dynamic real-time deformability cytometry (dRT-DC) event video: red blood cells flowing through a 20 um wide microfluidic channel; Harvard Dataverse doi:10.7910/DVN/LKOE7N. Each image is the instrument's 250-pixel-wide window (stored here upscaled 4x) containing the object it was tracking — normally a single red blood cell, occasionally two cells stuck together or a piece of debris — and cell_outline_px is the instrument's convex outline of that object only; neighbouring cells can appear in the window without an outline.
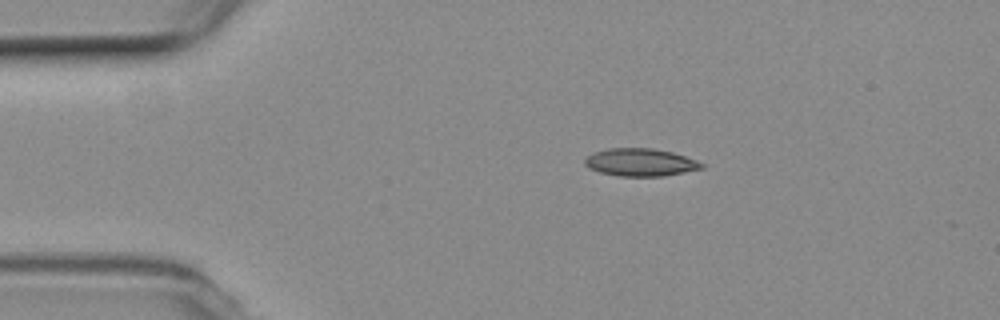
{"species": "common noctule bat (a hibernating species)", "species_latin": "Nyctalus noctula", "temperature_condition": "room temperature", "stored_images_in_passage": 44, "camera_frame_rate_fps": 3000, "um_per_image_px": 0.085, "animal": {"sex": "female", "body_mass_g": 19.3, "forearm_length_mm": 54.1}, "frame": {"image": 1, "passage_image": 1, "time_ms": 0.0, "image_size_px": [1000, 320], "cell_outline_px": [[704, 168], [664, 176], [620, 176], [600, 172], [588, 168], [584, 164], [584, 160], [592, 152], [608, 148], [652, 148], [672, 152], [696, 160], [704, 164]], "centroid_in_image_um": [54.41, 13.79], "position_along_channel_um": 30.6, "area_um2": 18.84}}
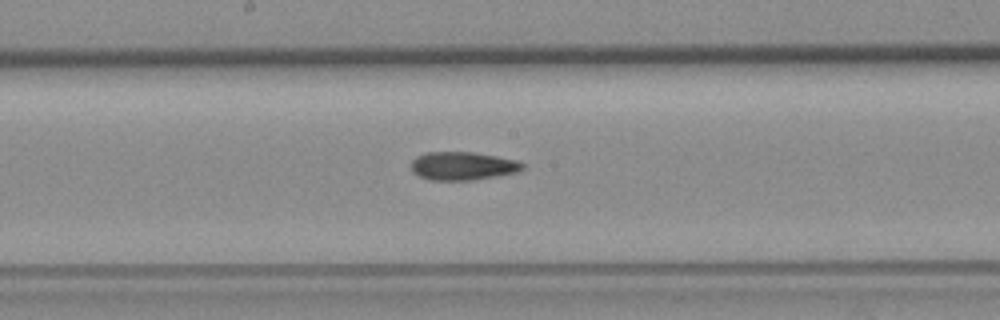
{"frame": {"image": 2, "passage_image": 19, "time_ms": 6.0, "image_size_px": [1000, 320], "cell_outline_px": [[524, 168], [516, 172], [496, 176], [472, 180], [428, 180], [412, 172], [412, 160], [416, 156], [424, 152], [472, 152], [496, 156], [516, 160], [524, 164]], "centroid_in_image_um": [39.3, 14.1], "position_along_channel_um": 208.9, "area_um2": 18.32}}
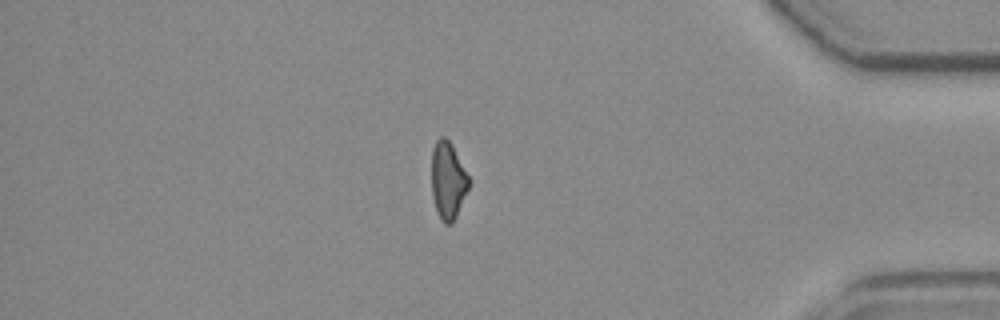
{"frame": {"image": 3, "passage_image": 37, "time_ms": 12.0, "image_size_px": [1000, 320], "cell_outline_px": [[472, 180], [456, 216], [452, 224], [444, 224], [436, 212], [432, 196], [432, 148], [436, 140], [440, 136], [444, 136], [452, 144]], "centroid_in_image_um": [38.09, 15.32], "position_along_channel_um": 397.1, "area_um2": 17.11}, "authors_computed_cell_mechanics": {"area_um2": 18.1781, "velocity_mm_per_s": 3.7632, "shape_relaxation_time_tau1_ms": null, "shape_relaxation_time_tau2_ms": 3.9726, "deformation_change_tau1": null, "deformation_change_tau2": 0.1087}}